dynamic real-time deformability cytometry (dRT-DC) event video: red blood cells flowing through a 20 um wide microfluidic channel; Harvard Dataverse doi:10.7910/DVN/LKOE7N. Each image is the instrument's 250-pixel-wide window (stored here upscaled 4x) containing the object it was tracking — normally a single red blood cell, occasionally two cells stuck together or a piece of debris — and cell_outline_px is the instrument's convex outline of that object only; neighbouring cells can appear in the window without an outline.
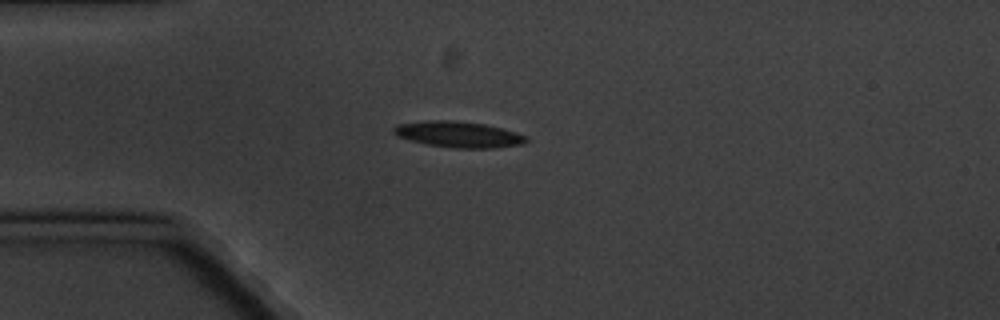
{"species": "common noctule bat (a hibernating species)", "species_latin": "Nyctalus noctula", "temperature_condition": "cold", "stored_images_in_passage": 9, "camera_frame_rate_fps": 3000, "um_per_image_px": 0.085, "animal": {"sex": "male", "body_mass_g": 20.1, "forearm_length_mm": 53.5}, "frame": {"image": 1, "passage_image": 1, "time_ms": 0.0, "image_size_px": [1000, 320], "cell_outline_px": [[528, 140], [524, 144], [496, 148], [456, 148], [428, 144], [396, 136], [392, 132], [392, 128], [396, 124], [428, 120], [452, 120], [484, 124], [516, 132], [528, 136]], "centroid_in_image_um": [38.98, 11.42], "position_along_channel_um": 46.0, "area_um2": 20.11}}